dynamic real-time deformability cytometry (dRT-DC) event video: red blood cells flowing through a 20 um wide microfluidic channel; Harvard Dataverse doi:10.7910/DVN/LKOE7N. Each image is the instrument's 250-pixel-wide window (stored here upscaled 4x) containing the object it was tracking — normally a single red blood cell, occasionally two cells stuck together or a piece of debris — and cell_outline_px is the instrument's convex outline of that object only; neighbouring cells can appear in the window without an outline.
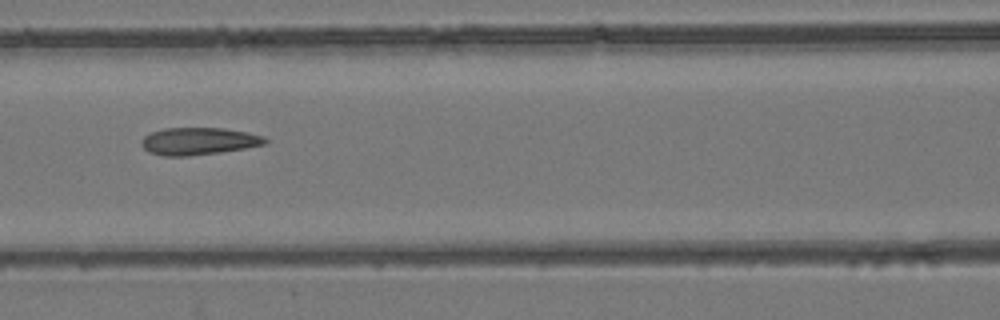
{"species": "common noctule bat (a hibernating species)", "species_latin": "Nyctalus noctula", "temperature_condition": "room temperature", "stored_images_in_passage": 8, "camera_frame_rate_fps": 3000, "um_per_image_px": 0.085, "animal": {"sex": "female", "body_mass_g": 24.6, "forearm_length_mm": 56.2}, "frame": {"image": 1, "passage_image": 6, "time_ms": 5.667, "image_size_px": [1000, 320], "cell_outline_px": [[268, 140], [264, 144], [244, 148], [220, 152], [188, 156], [164, 156], [148, 152], [140, 144], [140, 140], [144, 136], [152, 132], [164, 128], [224, 128], [248, 132], [264, 136]], "centroid_in_image_um": [16.85, 12.0], "position_along_channel_um": 149.7, "area_um2": 19.71}}
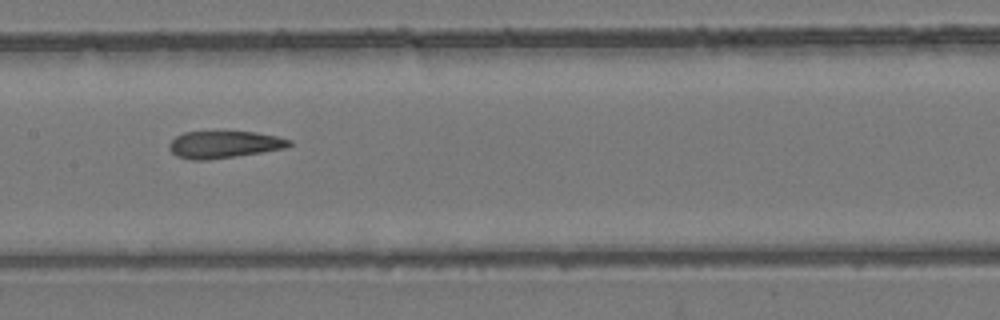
{"frame": {"image": 2, "passage_image": 7, "time_ms": 6.667, "image_size_px": [1000, 320], "cell_outline_px": [[292, 144], [284, 148], [236, 156], [208, 160], [192, 160], [176, 156], [168, 148], [168, 144], [176, 136], [184, 132], [256, 132], [276, 136], [292, 140]], "centroid_in_image_um": [19.02, 12.28], "position_along_channel_um": 188.4, "area_um2": 18.84}}
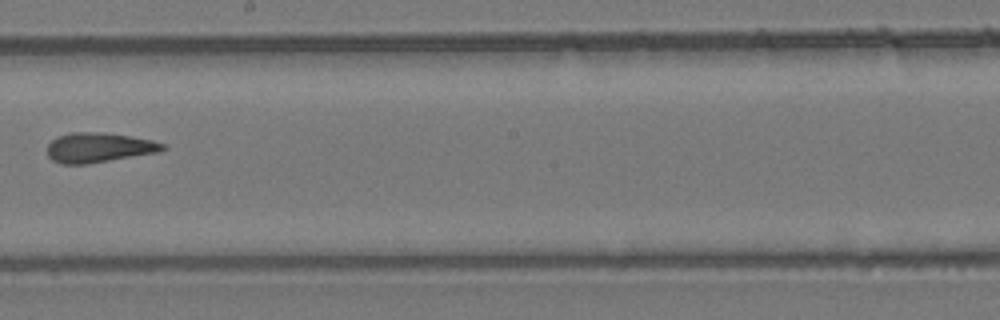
{"frame": {"image": 3, "passage_image": 8, "time_ms": 8.0, "image_size_px": [1000, 320], "cell_outline_px": [[168, 148], [160, 152], [88, 164], [60, 164], [52, 160], [48, 156], [48, 144], [56, 136], [72, 132], [104, 132], [152, 140], [164, 144]], "centroid_in_image_um": [8.4, 12.55], "position_along_channel_um": 239.8, "area_um2": 20.17}}